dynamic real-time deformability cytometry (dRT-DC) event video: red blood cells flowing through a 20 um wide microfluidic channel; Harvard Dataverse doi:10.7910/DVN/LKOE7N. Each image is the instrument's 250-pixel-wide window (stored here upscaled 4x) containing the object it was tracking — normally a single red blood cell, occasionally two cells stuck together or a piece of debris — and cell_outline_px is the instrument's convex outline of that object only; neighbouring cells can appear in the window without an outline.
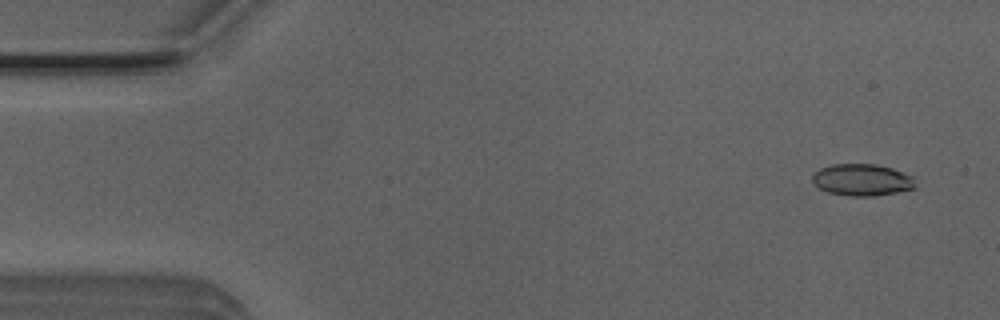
{"species": "Egyptian fruit bat (a non-hibernating species)", "species_latin": "Rousettus aegyptiacus", "temperature_condition": "room temperature", "stored_images_in_passage": 6, "camera_frame_rate_fps": 3000, "um_per_image_px": 0.085, "animal": {"sex": "male"}, "frame": {"image": 1, "passage_image": 1, "time_ms": 0.0, "image_size_px": [1000, 320], "cell_outline_px": [[916, 188], [896, 192], [872, 196], [848, 196], [828, 192], [820, 188], [812, 180], [812, 176], [820, 168], [832, 164], [876, 164], [892, 168], [912, 176]], "centroid_in_image_um": [73.27, 15.28], "position_along_channel_um": 11.7, "area_um2": 18.96}}